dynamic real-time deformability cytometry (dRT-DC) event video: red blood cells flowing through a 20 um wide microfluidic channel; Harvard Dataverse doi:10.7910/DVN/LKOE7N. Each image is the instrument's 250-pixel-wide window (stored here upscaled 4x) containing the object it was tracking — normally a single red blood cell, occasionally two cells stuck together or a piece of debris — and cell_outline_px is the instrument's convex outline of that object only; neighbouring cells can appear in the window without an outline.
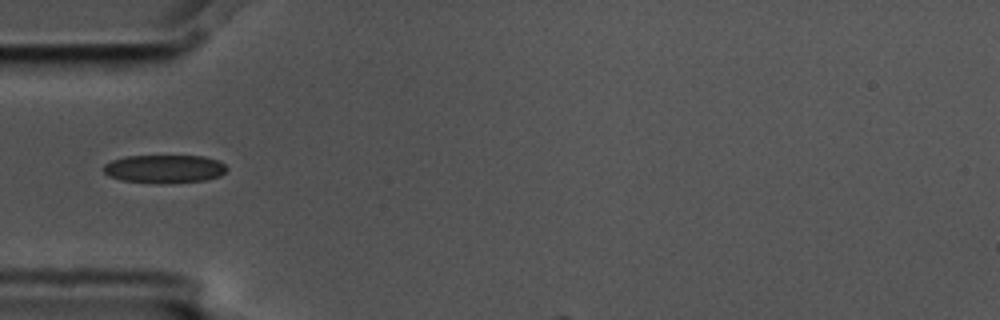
{"species": "common noctule bat (a hibernating species)", "species_latin": "Nyctalus noctula", "temperature_condition": "cold", "stored_images_in_passage": 6, "camera_frame_rate_fps": 3000, "um_per_image_px": 0.085, "animal": {"sex": "male", "body_mass_g": 17.5, "forearm_length_mm": 52.3}, "frame": {"image": 1, "passage_image": 5, "time_ms": 1.333, "image_size_px": [1000, 320], "cell_outline_px": [[228, 168], [220, 176], [204, 180], [124, 180], [108, 176], [100, 168], [104, 164], [112, 160], [124, 156], [204, 156], [220, 160]], "centroid_in_image_um": [13.97, 14.28], "position_along_channel_um": 71.0, "area_um2": 19.31}}